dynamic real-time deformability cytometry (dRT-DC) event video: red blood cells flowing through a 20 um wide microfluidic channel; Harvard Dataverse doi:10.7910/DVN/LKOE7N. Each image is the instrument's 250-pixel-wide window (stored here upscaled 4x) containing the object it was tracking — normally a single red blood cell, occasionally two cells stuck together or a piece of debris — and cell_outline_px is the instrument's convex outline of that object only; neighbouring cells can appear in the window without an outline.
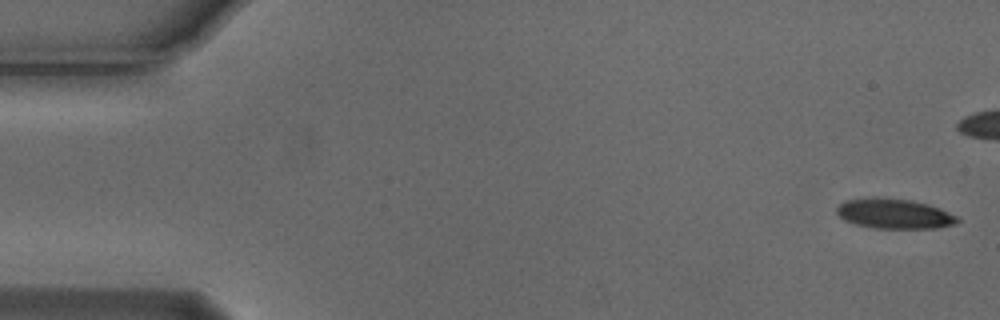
{"species": "Egyptian fruit bat (a non-hibernating species)", "species_latin": "Rousettus aegyptiacus", "temperature_condition": "cold", "stored_images_in_passage": 6, "camera_frame_rate_fps": 3000, "um_per_image_px": 0.085, "animal": {"sex": "male"}, "frame": {"image": 1, "passage_image": 1, "time_ms": 0.0, "image_size_px": [1000, 320], "cell_outline_px": [[960, 220], [956, 224], [936, 228], [876, 228], [856, 224], [844, 220], [836, 212], [836, 208], [844, 200], [872, 196], [880, 196], [912, 200], [928, 204], [940, 208], [956, 216]], "centroid_in_image_um": [75.99, 18.14], "position_along_channel_um": 9.0, "area_um2": 21.33}}
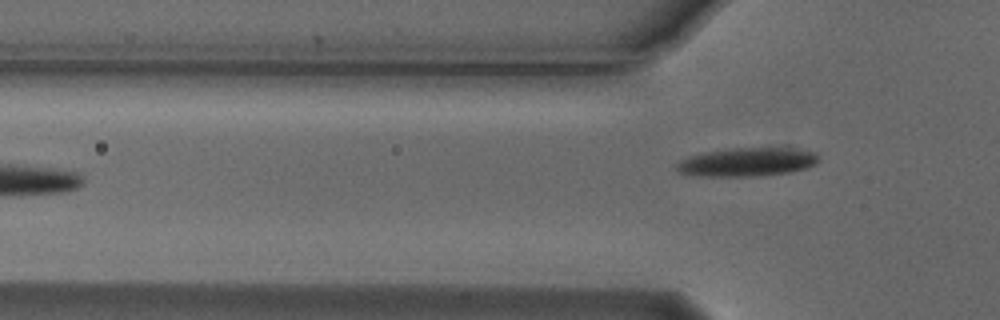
{"frame": {"image": 2, "passage_image": 6, "time_ms": 1.667, "image_size_px": [1000, 320], "cell_outline_px": [[820, 160], [816, 164], [808, 168], [788, 172], [760, 176], [700, 176], [680, 172], [676, 168], [676, 164], [680, 160], [688, 156], [704, 152], [736, 148], [788, 148], [816, 152]], "centroid_in_image_um": [63.53, 13.77], "position_along_channel_um": 62.3, "area_um2": 23.64}}